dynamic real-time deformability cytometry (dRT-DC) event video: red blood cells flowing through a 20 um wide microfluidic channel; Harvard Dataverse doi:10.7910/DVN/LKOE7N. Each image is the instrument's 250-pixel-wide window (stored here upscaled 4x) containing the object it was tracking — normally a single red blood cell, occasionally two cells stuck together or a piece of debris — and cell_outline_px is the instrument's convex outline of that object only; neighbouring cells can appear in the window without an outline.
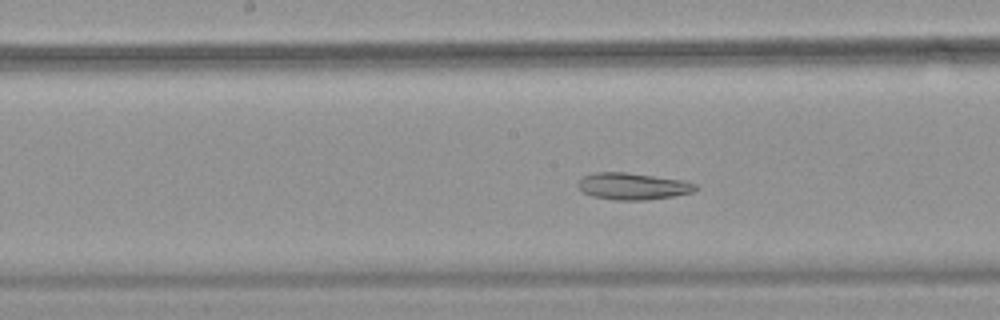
{"species": "common noctule bat (a hibernating species)", "species_latin": "Nyctalus noctula", "temperature_condition": "warm", "stored_images_in_passage": 29, "camera_frame_rate_fps": 3000, "um_per_image_px": 0.085, "animal": {"sex": "female", "body_mass_g": 18.4}, "frame": {"image": 1, "passage_image": 13, "time_ms": 4.0, "image_size_px": [1000, 320], "cell_outline_px": [[700, 188], [692, 192], [672, 196], [644, 200], [612, 200], [592, 196], [584, 192], [576, 184], [584, 176], [592, 172], [628, 172], [684, 180], [696, 184]], "centroid_in_image_um": [53.8, 15.82], "position_along_channel_um": 194.4, "area_um2": 18.44}}
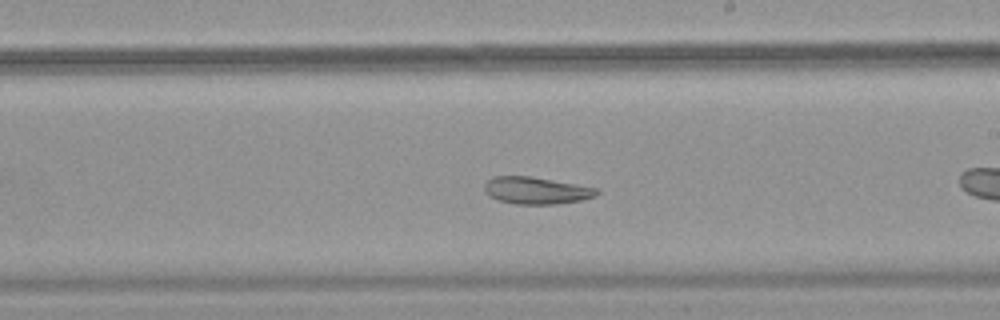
{"frame": {"image": 2, "passage_image": 17, "time_ms": 5.333, "image_size_px": [1000, 320], "cell_outline_px": [[600, 192], [596, 196], [580, 200], [556, 204], [516, 204], [496, 200], [488, 196], [484, 188], [484, 184], [492, 176], [528, 176], [600, 188]], "centroid_in_image_um": [45.57, 16.19], "position_along_channel_um": 243.4, "area_um2": 17.8}}
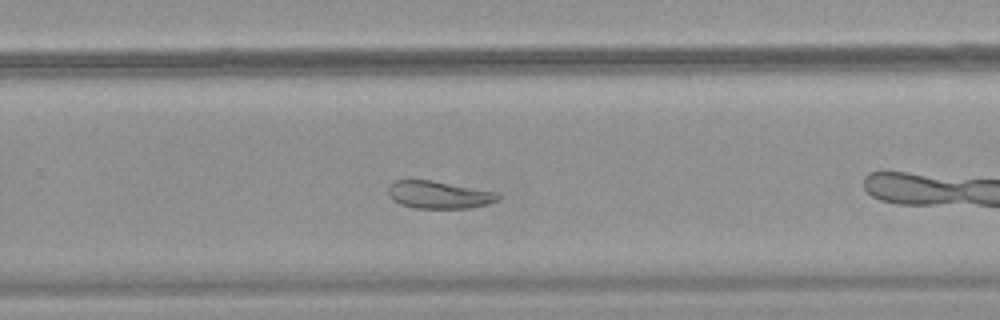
{"frame": {"image": 3, "passage_image": 21, "time_ms": 6.667, "image_size_px": [1000, 320], "cell_outline_px": [[500, 200], [488, 204], [468, 208], [416, 208], [400, 204], [392, 200], [388, 196], [388, 188], [392, 180], [432, 180], [500, 192]], "centroid_in_image_um": [37.32, 16.55], "position_along_channel_um": 292.5, "area_um2": 17.92}, "authors_computed_cell_mechanics": {"area_um2": 18.5538, "velocity_mm_per_s": 3.6927, "shape_relaxation_time_tau1_ms": 2.1454, "shape_relaxation_time_tau2_ms": 10.7892, "deformation_change_tau1": 0.1788, "deformation_change_tau2": 0.2052}}